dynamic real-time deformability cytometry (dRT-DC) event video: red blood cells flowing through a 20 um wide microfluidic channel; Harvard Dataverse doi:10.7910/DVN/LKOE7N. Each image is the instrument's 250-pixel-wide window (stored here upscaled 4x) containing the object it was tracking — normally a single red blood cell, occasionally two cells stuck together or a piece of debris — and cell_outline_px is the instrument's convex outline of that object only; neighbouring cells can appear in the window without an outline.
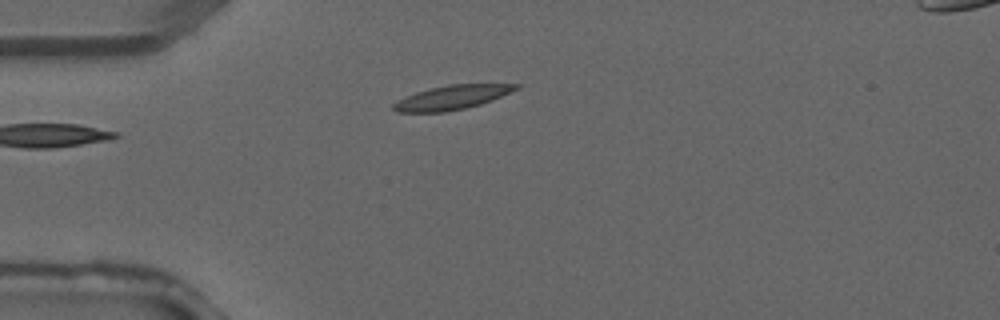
{"species": "common noctule bat (a hibernating species)", "species_latin": "Nyctalus noctula", "temperature_condition": "warm", "stored_images_in_passage": 2, "camera_frame_rate_fps": 3000, "um_per_image_px": 0.085, "animal": {"sex": "male", "forearm_length_mm": 52.5}, "frame": {"image": 1, "passage_image": 2, "time_ms": 0.333, "image_size_px": [1000, 320], "cell_outline_px": [[524, 84], [520, 88], [492, 100], [480, 104], [464, 108], [444, 112], [396, 112], [392, 108], [392, 104], [416, 92], [428, 88], [448, 84]], "centroid_in_image_um": [38.44, 8.27], "position_along_channel_um": 46.6, "area_um2": 17.17}}